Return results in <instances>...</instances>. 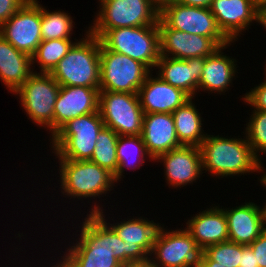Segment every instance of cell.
<instances>
[{"label":"cell","instance_id":"34","mask_svg":"<svg viewBox=\"0 0 266 267\" xmlns=\"http://www.w3.org/2000/svg\"><path fill=\"white\" fill-rule=\"evenodd\" d=\"M28 0H0V26L16 13Z\"/></svg>","mask_w":266,"mask_h":267},{"label":"cell","instance_id":"8","mask_svg":"<svg viewBox=\"0 0 266 267\" xmlns=\"http://www.w3.org/2000/svg\"><path fill=\"white\" fill-rule=\"evenodd\" d=\"M162 223L149 255L152 267H200L204 249L184 228L169 230ZM167 228V229H166ZM183 228V229H182Z\"/></svg>","mask_w":266,"mask_h":267},{"label":"cell","instance_id":"18","mask_svg":"<svg viewBox=\"0 0 266 267\" xmlns=\"http://www.w3.org/2000/svg\"><path fill=\"white\" fill-rule=\"evenodd\" d=\"M256 7L253 0H212L210 10L223 34L236 43L254 25Z\"/></svg>","mask_w":266,"mask_h":267},{"label":"cell","instance_id":"7","mask_svg":"<svg viewBox=\"0 0 266 267\" xmlns=\"http://www.w3.org/2000/svg\"><path fill=\"white\" fill-rule=\"evenodd\" d=\"M60 85L50 73L34 72L12 95L19 96V103L27 119L54 135V105Z\"/></svg>","mask_w":266,"mask_h":267},{"label":"cell","instance_id":"40","mask_svg":"<svg viewBox=\"0 0 266 267\" xmlns=\"http://www.w3.org/2000/svg\"><path fill=\"white\" fill-rule=\"evenodd\" d=\"M264 163H262L260 161V173H261V176H259V182H260V186L264 187V189H266V168H264L265 166L263 165Z\"/></svg>","mask_w":266,"mask_h":267},{"label":"cell","instance_id":"1","mask_svg":"<svg viewBox=\"0 0 266 267\" xmlns=\"http://www.w3.org/2000/svg\"><path fill=\"white\" fill-rule=\"evenodd\" d=\"M78 227L74 232L79 234L67 241L65 251L61 247L64 254L59 257L65 267L126 266L125 242L98 214L84 215Z\"/></svg>","mask_w":266,"mask_h":267},{"label":"cell","instance_id":"24","mask_svg":"<svg viewBox=\"0 0 266 267\" xmlns=\"http://www.w3.org/2000/svg\"><path fill=\"white\" fill-rule=\"evenodd\" d=\"M214 205V206H213ZM212 204L209 208L190 216L185 229L190 233L198 246H207L229 240L227 219L222 208Z\"/></svg>","mask_w":266,"mask_h":267},{"label":"cell","instance_id":"9","mask_svg":"<svg viewBox=\"0 0 266 267\" xmlns=\"http://www.w3.org/2000/svg\"><path fill=\"white\" fill-rule=\"evenodd\" d=\"M87 29H114L158 24L160 10L150 0H98Z\"/></svg>","mask_w":266,"mask_h":267},{"label":"cell","instance_id":"46","mask_svg":"<svg viewBox=\"0 0 266 267\" xmlns=\"http://www.w3.org/2000/svg\"><path fill=\"white\" fill-rule=\"evenodd\" d=\"M263 67H265V68H264V73H263V74H265L264 76H266V65L263 66Z\"/></svg>","mask_w":266,"mask_h":267},{"label":"cell","instance_id":"38","mask_svg":"<svg viewBox=\"0 0 266 267\" xmlns=\"http://www.w3.org/2000/svg\"><path fill=\"white\" fill-rule=\"evenodd\" d=\"M262 26V29H266V4L265 5H260L256 7V17H255V22Z\"/></svg>","mask_w":266,"mask_h":267},{"label":"cell","instance_id":"33","mask_svg":"<svg viewBox=\"0 0 266 267\" xmlns=\"http://www.w3.org/2000/svg\"><path fill=\"white\" fill-rule=\"evenodd\" d=\"M242 101L253 110L266 112V76L263 82L251 88L241 96Z\"/></svg>","mask_w":266,"mask_h":267},{"label":"cell","instance_id":"15","mask_svg":"<svg viewBox=\"0 0 266 267\" xmlns=\"http://www.w3.org/2000/svg\"><path fill=\"white\" fill-rule=\"evenodd\" d=\"M159 17L178 31L210 39H228L218 27L210 8L186 6L172 1L160 10Z\"/></svg>","mask_w":266,"mask_h":267},{"label":"cell","instance_id":"44","mask_svg":"<svg viewBox=\"0 0 266 267\" xmlns=\"http://www.w3.org/2000/svg\"><path fill=\"white\" fill-rule=\"evenodd\" d=\"M57 260L58 261H55V263H52L53 266H51V264H49V266L50 267H65L64 264H63V262L61 260H59V257L57 258ZM24 267H25V265H24ZM26 267H29V266L26 265Z\"/></svg>","mask_w":266,"mask_h":267},{"label":"cell","instance_id":"5","mask_svg":"<svg viewBox=\"0 0 266 267\" xmlns=\"http://www.w3.org/2000/svg\"><path fill=\"white\" fill-rule=\"evenodd\" d=\"M88 31L97 36L106 49L137 60L150 71L155 69L160 58L158 24L114 29H88Z\"/></svg>","mask_w":266,"mask_h":267},{"label":"cell","instance_id":"23","mask_svg":"<svg viewBox=\"0 0 266 267\" xmlns=\"http://www.w3.org/2000/svg\"><path fill=\"white\" fill-rule=\"evenodd\" d=\"M227 219L229 241L250 245L264 231L260 205L255 202H244L236 207L224 208Z\"/></svg>","mask_w":266,"mask_h":267},{"label":"cell","instance_id":"10","mask_svg":"<svg viewBox=\"0 0 266 267\" xmlns=\"http://www.w3.org/2000/svg\"><path fill=\"white\" fill-rule=\"evenodd\" d=\"M150 72L143 63L100 43V90L138 94Z\"/></svg>","mask_w":266,"mask_h":267},{"label":"cell","instance_id":"45","mask_svg":"<svg viewBox=\"0 0 266 267\" xmlns=\"http://www.w3.org/2000/svg\"><path fill=\"white\" fill-rule=\"evenodd\" d=\"M254 4L256 6H260V5H265L266 4V0H253Z\"/></svg>","mask_w":266,"mask_h":267},{"label":"cell","instance_id":"36","mask_svg":"<svg viewBox=\"0 0 266 267\" xmlns=\"http://www.w3.org/2000/svg\"><path fill=\"white\" fill-rule=\"evenodd\" d=\"M239 267H258L256 265V255L249 245H242Z\"/></svg>","mask_w":266,"mask_h":267},{"label":"cell","instance_id":"17","mask_svg":"<svg viewBox=\"0 0 266 267\" xmlns=\"http://www.w3.org/2000/svg\"><path fill=\"white\" fill-rule=\"evenodd\" d=\"M100 89L60 86L54 105V134L69 120L99 111Z\"/></svg>","mask_w":266,"mask_h":267},{"label":"cell","instance_id":"13","mask_svg":"<svg viewBox=\"0 0 266 267\" xmlns=\"http://www.w3.org/2000/svg\"><path fill=\"white\" fill-rule=\"evenodd\" d=\"M0 34L17 50L32 57L42 41L41 3L28 0L0 26Z\"/></svg>","mask_w":266,"mask_h":267},{"label":"cell","instance_id":"39","mask_svg":"<svg viewBox=\"0 0 266 267\" xmlns=\"http://www.w3.org/2000/svg\"><path fill=\"white\" fill-rule=\"evenodd\" d=\"M200 267H224L223 265H218L217 262L211 260L205 253L203 254L202 263Z\"/></svg>","mask_w":266,"mask_h":267},{"label":"cell","instance_id":"2","mask_svg":"<svg viewBox=\"0 0 266 267\" xmlns=\"http://www.w3.org/2000/svg\"><path fill=\"white\" fill-rule=\"evenodd\" d=\"M57 160L59 163V169H57L59 170V180L57 181L60 184V196L68 198V200L73 199V202H76V199H78L77 201H83L81 203H84V207H88L84 200L88 199L87 203H91L93 198L92 204L94 205L88 207L89 212L85 213L98 214L101 212L105 205L97 202V198L105 197L111 193L110 191L114 190V187H117L114 174L91 160Z\"/></svg>","mask_w":266,"mask_h":267},{"label":"cell","instance_id":"12","mask_svg":"<svg viewBox=\"0 0 266 267\" xmlns=\"http://www.w3.org/2000/svg\"><path fill=\"white\" fill-rule=\"evenodd\" d=\"M106 210L103 208L98 215L116 232V234L125 242L126 246V265L134 263L149 262V255L161 227V223H155L142 216H129L115 223L114 216L111 219L114 223H110Z\"/></svg>","mask_w":266,"mask_h":267},{"label":"cell","instance_id":"35","mask_svg":"<svg viewBox=\"0 0 266 267\" xmlns=\"http://www.w3.org/2000/svg\"><path fill=\"white\" fill-rule=\"evenodd\" d=\"M249 246L256 255V265L266 267V230Z\"/></svg>","mask_w":266,"mask_h":267},{"label":"cell","instance_id":"41","mask_svg":"<svg viewBox=\"0 0 266 267\" xmlns=\"http://www.w3.org/2000/svg\"><path fill=\"white\" fill-rule=\"evenodd\" d=\"M158 10H161L165 5L171 3L173 0H150Z\"/></svg>","mask_w":266,"mask_h":267},{"label":"cell","instance_id":"29","mask_svg":"<svg viewBox=\"0 0 266 267\" xmlns=\"http://www.w3.org/2000/svg\"><path fill=\"white\" fill-rule=\"evenodd\" d=\"M42 5L43 4H41L42 40L72 39L71 36L74 33L73 28L75 27V22L71 14L62 9L49 11Z\"/></svg>","mask_w":266,"mask_h":267},{"label":"cell","instance_id":"32","mask_svg":"<svg viewBox=\"0 0 266 267\" xmlns=\"http://www.w3.org/2000/svg\"><path fill=\"white\" fill-rule=\"evenodd\" d=\"M204 253L218 265L224 267H239L240 256L242 255V244L232 241L220 242L207 246Z\"/></svg>","mask_w":266,"mask_h":267},{"label":"cell","instance_id":"42","mask_svg":"<svg viewBox=\"0 0 266 267\" xmlns=\"http://www.w3.org/2000/svg\"><path fill=\"white\" fill-rule=\"evenodd\" d=\"M262 205L260 206V209H261V214H262L263 225H264L265 230H266V202Z\"/></svg>","mask_w":266,"mask_h":267},{"label":"cell","instance_id":"21","mask_svg":"<svg viewBox=\"0 0 266 267\" xmlns=\"http://www.w3.org/2000/svg\"><path fill=\"white\" fill-rule=\"evenodd\" d=\"M151 71L143 85L139 88L138 96L144 113H173L190 97ZM154 76V77H153Z\"/></svg>","mask_w":266,"mask_h":267},{"label":"cell","instance_id":"28","mask_svg":"<svg viewBox=\"0 0 266 267\" xmlns=\"http://www.w3.org/2000/svg\"><path fill=\"white\" fill-rule=\"evenodd\" d=\"M52 39L42 40L37 50L33 54L32 67L36 71V65L40 69L39 73H51L59 61L67 54L73 44L79 40L75 39ZM37 63V64H36ZM35 69V70H34Z\"/></svg>","mask_w":266,"mask_h":267},{"label":"cell","instance_id":"19","mask_svg":"<svg viewBox=\"0 0 266 267\" xmlns=\"http://www.w3.org/2000/svg\"><path fill=\"white\" fill-rule=\"evenodd\" d=\"M204 64L205 57L175 59L160 56L154 70L162 80L195 98L199 95L198 85Z\"/></svg>","mask_w":266,"mask_h":267},{"label":"cell","instance_id":"31","mask_svg":"<svg viewBox=\"0 0 266 267\" xmlns=\"http://www.w3.org/2000/svg\"><path fill=\"white\" fill-rule=\"evenodd\" d=\"M250 110L252 111L250 119L247 118L248 121H245L247 123L244 124L246 127H244L245 129L242 133L245 135L254 154L262 161L264 159L261 155L266 154V112Z\"/></svg>","mask_w":266,"mask_h":267},{"label":"cell","instance_id":"6","mask_svg":"<svg viewBox=\"0 0 266 267\" xmlns=\"http://www.w3.org/2000/svg\"><path fill=\"white\" fill-rule=\"evenodd\" d=\"M104 126L99 111L69 120L50 138L51 154L55 159L90 160Z\"/></svg>","mask_w":266,"mask_h":267},{"label":"cell","instance_id":"43","mask_svg":"<svg viewBox=\"0 0 266 267\" xmlns=\"http://www.w3.org/2000/svg\"><path fill=\"white\" fill-rule=\"evenodd\" d=\"M124 267H152L149 262L146 263H134V264H129Z\"/></svg>","mask_w":266,"mask_h":267},{"label":"cell","instance_id":"20","mask_svg":"<svg viewBox=\"0 0 266 267\" xmlns=\"http://www.w3.org/2000/svg\"><path fill=\"white\" fill-rule=\"evenodd\" d=\"M234 42L219 47L212 55L205 58V64L201 79L198 85V93L208 92V94L225 95V92L233 87V81L237 77V60L232 56H227L225 49L234 45Z\"/></svg>","mask_w":266,"mask_h":267},{"label":"cell","instance_id":"16","mask_svg":"<svg viewBox=\"0 0 266 267\" xmlns=\"http://www.w3.org/2000/svg\"><path fill=\"white\" fill-rule=\"evenodd\" d=\"M153 162L163 163L168 187L176 190L197 183L203 174L201 150L198 146H185L157 156ZM174 187V188H173Z\"/></svg>","mask_w":266,"mask_h":267},{"label":"cell","instance_id":"3","mask_svg":"<svg viewBox=\"0 0 266 267\" xmlns=\"http://www.w3.org/2000/svg\"><path fill=\"white\" fill-rule=\"evenodd\" d=\"M234 137L219 134L205 137L199 146L205 170L203 173L208 171L212 178L220 179L260 172V159L254 154L245 135L241 136L243 138L239 135Z\"/></svg>","mask_w":266,"mask_h":267},{"label":"cell","instance_id":"14","mask_svg":"<svg viewBox=\"0 0 266 267\" xmlns=\"http://www.w3.org/2000/svg\"><path fill=\"white\" fill-rule=\"evenodd\" d=\"M160 56L175 59L208 57L219 47L230 44L229 39H210L170 28L160 17L158 20Z\"/></svg>","mask_w":266,"mask_h":267},{"label":"cell","instance_id":"22","mask_svg":"<svg viewBox=\"0 0 266 267\" xmlns=\"http://www.w3.org/2000/svg\"><path fill=\"white\" fill-rule=\"evenodd\" d=\"M141 137L153 160L183 146L177 138L172 113H144Z\"/></svg>","mask_w":266,"mask_h":267},{"label":"cell","instance_id":"11","mask_svg":"<svg viewBox=\"0 0 266 267\" xmlns=\"http://www.w3.org/2000/svg\"><path fill=\"white\" fill-rule=\"evenodd\" d=\"M99 112L104 125L119 136L141 135L144 111L138 94L100 90Z\"/></svg>","mask_w":266,"mask_h":267},{"label":"cell","instance_id":"37","mask_svg":"<svg viewBox=\"0 0 266 267\" xmlns=\"http://www.w3.org/2000/svg\"><path fill=\"white\" fill-rule=\"evenodd\" d=\"M186 6L210 8L212 0H173Z\"/></svg>","mask_w":266,"mask_h":267},{"label":"cell","instance_id":"4","mask_svg":"<svg viewBox=\"0 0 266 267\" xmlns=\"http://www.w3.org/2000/svg\"><path fill=\"white\" fill-rule=\"evenodd\" d=\"M84 32L50 73L60 86L100 88V40Z\"/></svg>","mask_w":266,"mask_h":267},{"label":"cell","instance_id":"30","mask_svg":"<svg viewBox=\"0 0 266 267\" xmlns=\"http://www.w3.org/2000/svg\"><path fill=\"white\" fill-rule=\"evenodd\" d=\"M118 134L104 126L98 134L91 161L109 170L114 175L117 172L118 160L116 154Z\"/></svg>","mask_w":266,"mask_h":267},{"label":"cell","instance_id":"25","mask_svg":"<svg viewBox=\"0 0 266 267\" xmlns=\"http://www.w3.org/2000/svg\"><path fill=\"white\" fill-rule=\"evenodd\" d=\"M33 73L32 58L0 34V81L6 89L14 93Z\"/></svg>","mask_w":266,"mask_h":267},{"label":"cell","instance_id":"27","mask_svg":"<svg viewBox=\"0 0 266 267\" xmlns=\"http://www.w3.org/2000/svg\"><path fill=\"white\" fill-rule=\"evenodd\" d=\"M118 168L114 175L117 183L125 177V172L140 169L146 160L150 162L153 158L147 153L141 135L118 136L116 148ZM125 169V170H124Z\"/></svg>","mask_w":266,"mask_h":267},{"label":"cell","instance_id":"26","mask_svg":"<svg viewBox=\"0 0 266 267\" xmlns=\"http://www.w3.org/2000/svg\"><path fill=\"white\" fill-rule=\"evenodd\" d=\"M195 99L190 98L187 100L172 115L179 142L185 146L199 147L208 133L203 130L204 123L202 122H204V119L195 105Z\"/></svg>","mask_w":266,"mask_h":267}]
</instances>
